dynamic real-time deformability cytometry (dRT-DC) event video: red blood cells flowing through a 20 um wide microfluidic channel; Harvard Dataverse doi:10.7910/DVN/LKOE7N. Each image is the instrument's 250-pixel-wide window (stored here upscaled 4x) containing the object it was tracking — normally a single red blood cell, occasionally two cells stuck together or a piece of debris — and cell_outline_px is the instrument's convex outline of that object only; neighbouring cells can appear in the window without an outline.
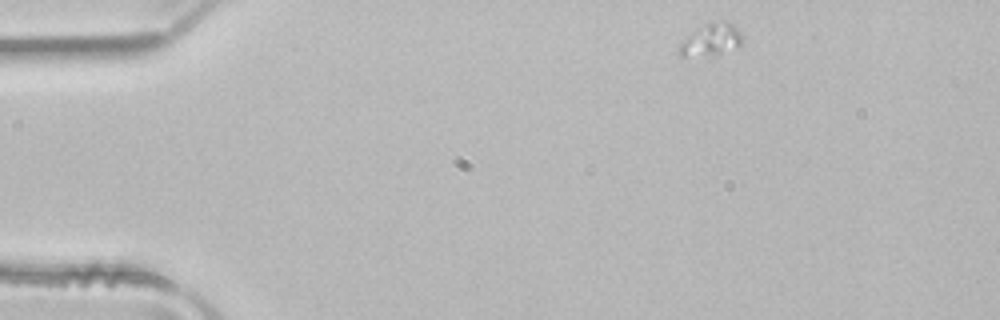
{"species": "common noctule bat (a hibernating species)", "species_latin": "Nyctalus noctula", "temperature_condition": "room temperature", "stored_images_in_passage": 6, "camera_frame_rate_fps": 3000, "um_per_image_px": 0.085, "animal": {"sex": "male", "body_mass_g": 21.5, "forearm_length_mm": 52.0}, "frame": {"image": 1, "passage_image": 1, "time_ms": 0.0, "image_size_px": [1000, 320], "cell_outline_px": [[744, 36], [740, 44], [736, 48], [720, 52], [684, 56], [680, 56], [676, 48], [696, 28], [708, 24], [724, 20], [728, 20]], "centroid_in_image_um": [60.45, 3.34], "position_along_channel_um": 24.6, "area_um2": 11.33}}